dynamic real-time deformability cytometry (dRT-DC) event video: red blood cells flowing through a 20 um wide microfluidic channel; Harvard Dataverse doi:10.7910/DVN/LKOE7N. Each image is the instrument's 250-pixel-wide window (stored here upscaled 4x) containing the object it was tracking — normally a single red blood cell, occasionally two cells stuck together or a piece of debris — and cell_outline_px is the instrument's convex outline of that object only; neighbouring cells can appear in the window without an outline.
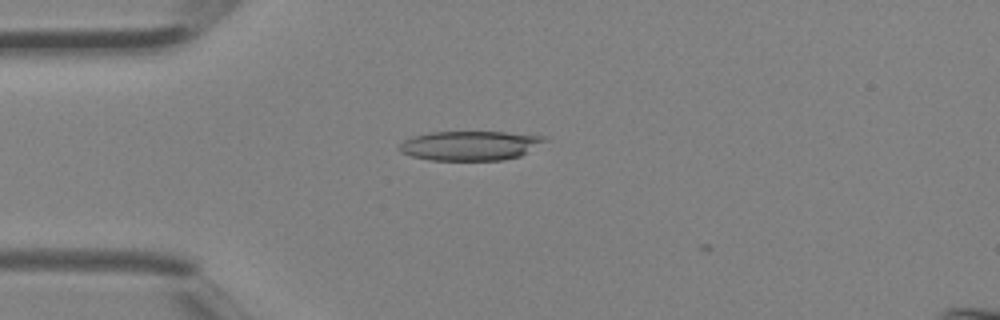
{"species": "Egyptian fruit bat (a non-hibernating species)", "species_latin": "Rousettus aegyptiacus", "temperature_condition": "room temperature", "stored_images_in_passage": 3, "camera_frame_rate_fps": 3000, "um_per_image_px": 0.085, "animal": {"sex": "female"}, "frame": {"image": 1, "passage_image": 3, "time_ms": 0.667, "image_size_px": [1000, 320], "cell_outline_px": [[552, 136], [548, 140], [520, 156], [504, 160], [432, 160], [412, 156], [400, 152], [396, 148], [404, 140], [412, 136], [432, 132], [504, 132]], "centroid_in_image_um": [39.99, 12.37], "position_along_channel_um": 45.0, "area_um2": 25.14}}